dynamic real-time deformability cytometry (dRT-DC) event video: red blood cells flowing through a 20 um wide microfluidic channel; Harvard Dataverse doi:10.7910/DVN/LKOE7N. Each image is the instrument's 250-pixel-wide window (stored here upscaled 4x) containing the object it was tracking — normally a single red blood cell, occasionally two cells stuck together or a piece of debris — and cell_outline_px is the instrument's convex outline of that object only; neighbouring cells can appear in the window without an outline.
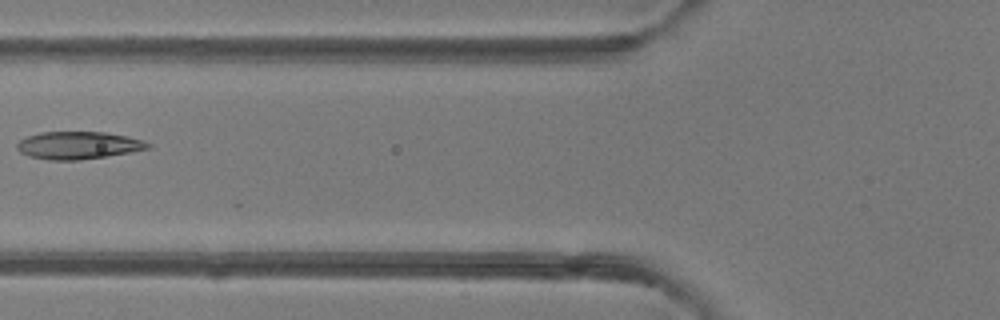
{"species": "common noctule bat (a hibernating species)", "species_latin": "Nyctalus noctula", "temperature_condition": "room temperature", "stored_images_in_passage": 6, "camera_frame_rate_fps": 3000, "um_per_image_px": 0.085, "animal": {"sex": "female"}, "frame": {"image": 1, "passage_image": 6, "time_ms": 5.667, "image_size_px": [1000, 320], "cell_outline_px": [[152, 148], [80, 160], [48, 160], [28, 156], [20, 152], [16, 148], [16, 144], [20, 140], [28, 136], [40, 132], [104, 132], [128, 136], [144, 140], [152, 144]], "centroid_in_image_um": [6.65, 12.35], "position_along_channel_um": 119.1, "area_um2": 21.04}}